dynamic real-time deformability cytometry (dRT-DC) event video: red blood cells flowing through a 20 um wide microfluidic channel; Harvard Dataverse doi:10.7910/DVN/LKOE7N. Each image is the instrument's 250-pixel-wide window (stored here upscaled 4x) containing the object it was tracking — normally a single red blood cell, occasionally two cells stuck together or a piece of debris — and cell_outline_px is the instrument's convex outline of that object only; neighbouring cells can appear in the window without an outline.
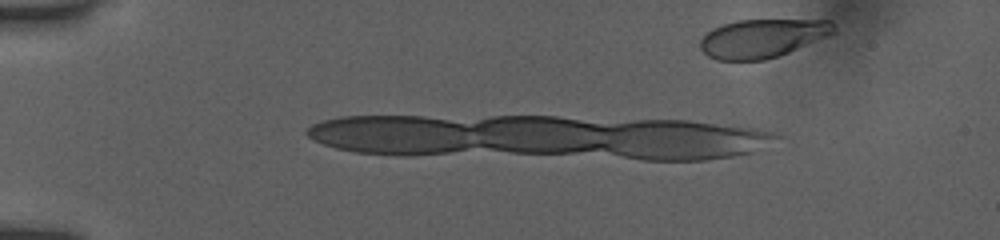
{"species": "human", "species_latin": "Homo sapiens", "temperature_condition": "room temperature", "stored_images_in_passage": 6, "camera_frame_rate_fps": 3000, "um_per_image_px": 0.085, "donor": {"sex": "female"}, "frame": {"image": 1, "passage_image": 6, "time_ms": 1.667, "image_size_px": [1000, 240], "cell_outline_px": [[836, 32], [828, 36], [788, 52], [764, 60], [716, 60], [708, 56], [700, 48], [700, 40], [712, 28], [736, 20], [832, 20], [836, 28]], "centroid_in_image_um": [64.81, 3.24], "position_along_channel_um": 20.2, "area_um2": 29.88}}